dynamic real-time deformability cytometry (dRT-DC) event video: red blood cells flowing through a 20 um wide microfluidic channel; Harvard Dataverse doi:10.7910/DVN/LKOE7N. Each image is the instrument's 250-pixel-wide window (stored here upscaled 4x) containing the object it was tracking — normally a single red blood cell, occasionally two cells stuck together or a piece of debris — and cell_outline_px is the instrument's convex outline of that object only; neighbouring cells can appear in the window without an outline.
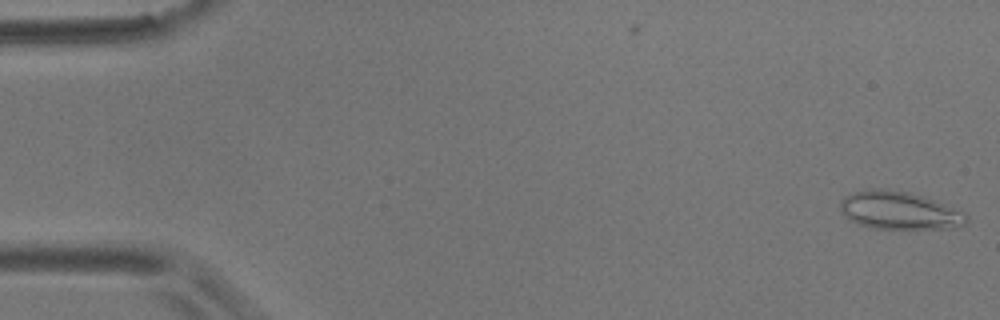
{"species": "common noctule bat (a hibernating species)", "species_latin": "Nyctalus noctula", "temperature_condition": "room temperature", "stored_images_in_passage": 5, "camera_frame_rate_fps": 3000, "um_per_image_px": 0.085, "animal": {"sex": "male", "body_mass_g": 17.9}, "frame": {"image": 1, "passage_image": 1, "time_ms": 0.0, "image_size_px": [1000, 320], "cell_outline_px": [[968, 220], [960, 228], [876, 228], [860, 224], [852, 220], [840, 212], [840, 200], [844, 196], [856, 192], [872, 188], [880, 188], [908, 192], [924, 196], [936, 200], [964, 212], [968, 216]], "centroid_in_image_um": [76.47, 17.88], "position_along_channel_um": 8.5, "area_um2": 27.74}}